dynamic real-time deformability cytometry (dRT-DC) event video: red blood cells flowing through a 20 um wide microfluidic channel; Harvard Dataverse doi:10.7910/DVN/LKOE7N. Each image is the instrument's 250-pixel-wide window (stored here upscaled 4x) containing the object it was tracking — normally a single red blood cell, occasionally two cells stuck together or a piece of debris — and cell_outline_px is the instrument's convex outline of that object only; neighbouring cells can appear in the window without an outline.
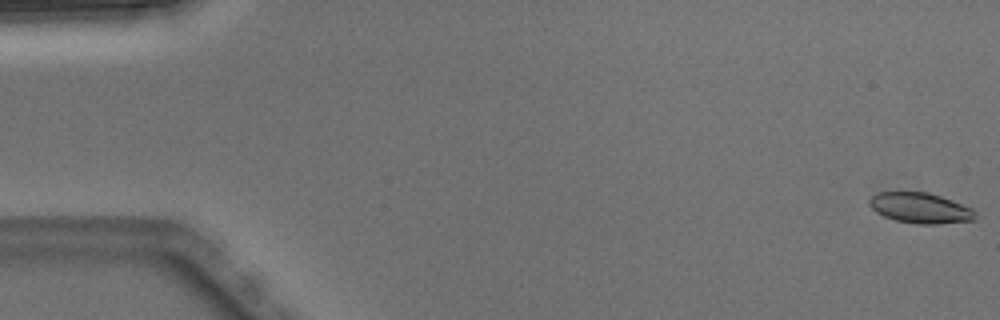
{"species": "Egyptian fruit bat (a non-hibernating species)", "species_latin": "Rousettus aegyptiacus", "temperature_condition": "warm", "stored_images_in_passage": 4, "camera_frame_rate_fps": 3000, "um_per_image_px": 0.085, "animal": {"sex": "male"}, "frame": {"image": 1, "passage_image": 1, "time_ms": 0.0, "image_size_px": [1000, 320], "cell_outline_px": [[976, 220], [936, 224], [916, 224], [896, 220], [884, 216], [876, 212], [868, 204], [868, 200], [872, 196], [880, 192], [928, 192], [952, 200], [972, 208], [976, 212]], "centroid_in_image_um": [78.24, 17.68], "position_along_channel_um": 6.8, "area_um2": 18.84}}
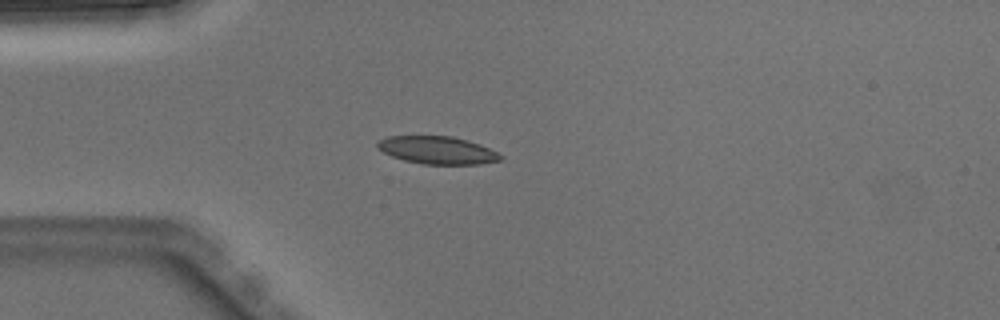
{"frame": {"image": 2, "passage_image": 4, "time_ms": 1.0, "image_size_px": [1000, 320], "cell_outline_px": [[504, 156], [500, 160], [480, 164], [424, 164], [404, 160], [392, 156], [376, 148], [376, 144], [380, 140], [388, 136], [452, 136], [468, 140], [480, 144]], "centroid_in_image_um": [37.17, 12.76], "position_along_channel_um": 47.8, "area_um2": 19.77}}